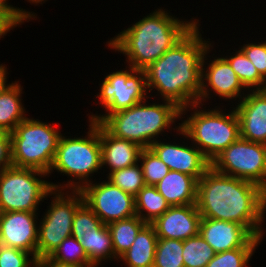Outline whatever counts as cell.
<instances>
[{
  "instance_id": "cell-6",
  "label": "cell",
  "mask_w": 266,
  "mask_h": 267,
  "mask_svg": "<svg viewBox=\"0 0 266 267\" xmlns=\"http://www.w3.org/2000/svg\"><path fill=\"white\" fill-rule=\"evenodd\" d=\"M88 132L85 137L67 138L63 133L57 145V152L48 175L57 171L68 176L67 183L50 182L55 190H80L92 181L94 173L102 171L100 123L89 120ZM82 137V138H81ZM90 177V178H89ZM91 179V180H90ZM78 180V181H77ZM77 181V182H76Z\"/></svg>"
},
{
  "instance_id": "cell-5",
  "label": "cell",
  "mask_w": 266,
  "mask_h": 267,
  "mask_svg": "<svg viewBox=\"0 0 266 267\" xmlns=\"http://www.w3.org/2000/svg\"><path fill=\"white\" fill-rule=\"evenodd\" d=\"M202 106V104L195 103L182 108L180 110L182 122L177 124L191 143L212 163L226 148L240 138V123L234 104L231 105L232 110L228 113L223 112L220 106L208 110L205 107L203 109ZM190 110V115H187Z\"/></svg>"
},
{
  "instance_id": "cell-28",
  "label": "cell",
  "mask_w": 266,
  "mask_h": 267,
  "mask_svg": "<svg viewBox=\"0 0 266 267\" xmlns=\"http://www.w3.org/2000/svg\"><path fill=\"white\" fill-rule=\"evenodd\" d=\"M216 252L200 234L183 241L184 267H206Z\"/></svg>"
},
{
  "instance_id": "cell-33",
  "label": "cell",
  "mask_w": 266,
  "mask_h": 267,
  "mask_svg": "<svg viewBox=\"0 0 266 267\" xmlns=\"http://www.w3.org/2000/svg\"><path fill=\"white\" fill-rule=\"evenodd\" d=\"M104 225L99 217L83 202L74 214L71 234L95 233Z\"/></svg>"
},
{
  "instance_id": "cell-2",
  "label": "cell",
  "mask_w": 266,
  "mask_h": 267,
  "mask_svg": "<svg viewBox=\"0 0 266 267\" xmlns=\"http://www.w3.org/2000/svg\"><path fill=\"white\" fill-rule=\"evenodd\" d=\"M196 206L203 218L239 223L255 237L266 235V191L253 182L210 167L198 180Z\"/></svg>"
},
{
  "instance_id": "cell-13",
  "label": "cell",
  "mask_w": 266,
  "mask_h": 267,
  "mask_svg": "<svg viewBox=\"0 0 266 267\" xmlns=\"http://www.w3.org/2000/svg\"><path fill=\"white\" fill-rule=\"evenodd\" d=\"M213 46L214 44L208 48L202 62V88L199 95V104L206 105V101L208 99L211 100L210 98L213 97V94H216L215 96L220 97V99L223 98L226 101L231 100L232 103L239 98L237 100L239 102L248 91L243 86L227 60L223 57V54L221 57L212 56L214 60L209 59L211 57L209 54L212 51Z\"/></svg>"
},
{
  "instance_id": "cell-12",
  "label": "cell",
  "mask_w": 266,
  "mask_h": 267,
  "mask_svg": "<svg viewBox=\"0 0 266 267\" xmlns=\"http://www.w3.org/2000/svg\"><path fill=\"white\" fill-rule=\"evenodd\" d=\"M84 202L104 224L136 215L135 197L109 180L87 183L79 190Z\"/></svg>"
},
{
  "instance_id": "cell-20",
  "label": "cell",
  "mask_w": 266,
  "mask_h": 267,
  "mask_svg": "<svg viewBox=\"0 0 266 267\" xmlns=\"http://www.w3.org/2000/svg\"><path fill=\"white\" fill-rule=\"evenodd\" d=\"M154 186L170 206L196 204L198 180L193 176L170 170Z\"/></svg>"
},
{
  "instance_id": "cell-42",
  "label": "cell",
  "mask_w": 266,
  "mask_h": 267,
  "mask_svg": "<svg viewBox=\"0 0 266 267\" xmlns=\"http://www.w3.org/2000/svg\"><path fill=\"white\" fill-rule=\"evenodd\" d=\"M0 15H8V14L5 13V12L0 8Z\"/></svg>"
},
{
  "instance_id": "cell-27",
  "label": "cell",
  "mask_w": 266,
  "mask_h": 267,
  "mask_svg": "<svg viewBox=\"0 0 266 267\" xmlns=\"http://www.w3.org/2000/svg\"><path fill=\"white\" fill-rule=\"evenodd\" d=\"M48 257L60 264L74 265L77 267H94L90 263L82 245L73 236L65 238Z\"/></svg>"
},
{
  "instance_id": "cell-21",
  "label": "cell",
  "mask_w": 266,
  "mask_h": 267,
  "mask_svg": "<svg viewBox=\"0 0 266 267\" xmlns=\"http://www.w3.org/2000/svg\"><path fill=\"white\" fill-rule=\"evenodd\" d=\"M158 236L152 224H146L136 236L130 248L118 259L126 267H153Z\"/></svg>"
},
{
  "instance_id": "cell-29",
  "label": "cell",
  "mask_w": 266,
  "mask_h": 267,
  "mask_svg": "<svg viewBox=\"0 0 266 267\" xmlns=\"http://www.w3.org/2000/svg\"><path fill=\"white\" fill-rule=\"evenodd\" d=\"M106 179L114 186L121 188L123 191L134 197L145 186L142 168L139 162L111 172L106 176Z\"/></svg>"
},
{
  "instance_id": "cell-35",
  "label": "cell",
  "mask_w": 266,
  "mask_h": 267,
  "mask_svg": "<svg viewBox=\"0 0 266 267\" xmlns=\"http://www.w3.org/2000/svg\"><path fill=\"white\" fill-rule=\"evenodd\" d=\"M239 49L253 63L259 75L266 81V40L263 42L246 43Z\"/></svg>"
},
{
  "instance_id": "cell-1",
  "label": "cell",
  "mask_w": 266,
  "mask_h": 267,
  "mask_svg": "<svg viewBox=\"0 0 266 267\" xmlns=\"http://www.w3.org/2000/svg\"><path fill=\"white\" fill-rule=\"evenodd\" d=\"M200 25L144 69L148 94L155 89V97L158 95L162 101H170L180 109L199 103L202 62L213 43L202 37Z\"/></svg>"
},
{
  "instance_id": "cell-43",
  "label": "cell",
  "mask_w": 266,
  "mask_h": 267,
  "mask_svg": "<svg viewBox=\"0 0 266 267\" xmlns=\"http://www.w3.org/2000/svg\"><path fill=\"white\" fill-rule=\"evenodd\" d=\"M2 245H3V243H2V237H1V234H0V248H1Z\"/></svg>"
},
{
  "instance_id": "cell-32",
  "label": "cell",
  "mask_w": 266,
  "mask_h": 267,
  "mask_svg": "<svg viewBox=\"0 0 266 267\" xmlns=\"http://www.w3.org/2000/svg\"><path fill=\"white\" fill-rule=\"evenodd\" d=\"M256 248H235L216 253L206 267H249Z\"/></svg>"
},
{
  "instance_id": "cell-14",
  "label": "cell",
  "mask_w": 266,
  "mask_h": 267,
  "mask_svg": "<svg viewBox=\"0 0 266 267\" xmlns=\"http://www.w3.org/2000/svg\"><path fill=\"white\" fill-rule=\"evenodd\" d=\"M176 134L181 135L188 143L183 141L181 144L175 141L160 139L150 145V149L162 160L171 171H178L199 180L204 173L211 167V162L204 154L190 141L181 130H177Z\"/></svg>"
},
{
  "instance_id": "cell-10",
  "label": "cell",
  "mask_w": 266,
  "mask_h": 267,
  "mask_svg": "<svg viewBox=\"0 0 266 267\" xmlns=\"http://www.w3.org/2000/svg\"><path fill=\"white\" fill-rule=\"evenodd\" d=\"M129 68V69H128ZM100 88L95 97L99 99L96 104H100L105 109V113L87 114L89 120L100 123L108 114L128 109L133 105L151 99L146 87L145 70L134 69L125 66L123 70L110 72L99 84Z\"/></svg>"
},
{
  "instance_id": "cell-18",
  "label": "cell",
  "mask_w": 266,
  "mask_h": 267,
  "mask_svg": "<svg viewBox=\"0 0 266 267\" xmlns=\"http://www.w3.org/2000/svg\"><path fill=\"white\" fill-rule=\"evenodd\" d=\"M201 214L196 204L170 206L151 224L158 238L186 240L199 234Z\"/></svg>"
},
{
  "instance_id": "cell-17",
  "label": "cell",
  "mask_w": 266,
  "mask_h": 267,
  "mask_svg": "<svg viewBox=\"0 0 266 267\" xmlns=\"http://www.w3.org/2000/svg\"><path fill=\"white\" fill-rule=\"evenodd\" d=\"M234 104L240 123V137L266 145V90L248 91Z\"/></svg>"
},
{
  "instance_id": "cell-41",
  "label": "cell",
  "mask_w": 266,
  "mask_h": 267,
  "mask_svg": "<svg viewBox=\"0 0 266 267\" xmlns=\"http://www.w3.org/2000/svg\"><path fill=\"white\" fill-rule=\"evenodd\" d=\"M27 2H29L30 4H34L35 6L39 4H43L44 2L48 1V0H26Z\"/></svg>"
},
{
  "instance_id": "cell-11",
  "label": "cell",
  "mask_w": 266,
  "mask_h": 267,
  "mask_svg": "<svg viewBox=\"0 0 266 267\" xmlns=\"http://www.w3.org/2000/svg\"><path fill=\"white\" fill-rule=\"evenodd\" d=\"M218 173L253 182L266 191V145L241 137L212 163Z\"/></svg>"
},
{
  "instance_id": "cell-37",
  "label": "cell",
  "mask_w": 266,
  "mask_h": 267,
  "mask_svg": "<svg viewBox=\"0 0 266 267\" xmlns=\"http://www.w3.org/2000/svg\"><path fill=\"white\" fill-rule=\"evenodd\" d=\"M13 166L10 133L0 130V171Z\"/></svg>"
},
{
  "instance_id": "cell-30",
  "label": "cell",
  "mask_w": 266,
  "mask_h": 267,
  "mask_svg": "<svg viewBox=\"0 0 266 267\" xmlns=\"http://www.w3.org/2000/svg\"><path fill=\"white\" fill-rule=\"evenodd\" d=\"M183 241L158 238L153 267H184Z\"/></svg>"
},
{
  "instance_id": "cell-26",
  "label": "cell",
  "mask_w": 266,
  "mask_h": 267,
  "mask_svg": "<svg viewBox=\"0 0 266 267\" xmlns=\"http://www.w3.org/2000/svg\"><path fill=\"white\" fill-rule=\"evenodd\" d=\"M233 53L230 54L231 56L224 55L223 57L232 67L243 86L248 91L266 90V81L259 75L257 69L245 54L239 49Z\"/></svg>"
},
{
  "instance_id": "cell-15",
  "label": "cell",
  "mask_w": 266,
  "mask_h": 267,
  "mask_svg": "<svg viewBox=\"0 0 266 267\" xmlns=\"http://www.w3.org/2000/svg\"><path fill=\"white\" fill-rule=\"evenodd\" d=\"M199 234L216 252L235 248H258L265 237H255L245 226L201 217Z\"/></svg>"
},
{
  "instance_id": "cell-19",
  "label": "cell",
  "mask_w": 266,
  "mask_h": 267,
  "mask_svg": "<svg viewBox=\"0 0 266 267\" xmlns=\"http://www.w3.org/2000/svg\"><path fill=\"white\" fill-rule=\"evenodd\" d=\"M100 145L102 168L109 169L107 176L113 171L137 164L143 149L130 140L111 135L101 124Z\"/></svg>"
},
{
  "instance_id": "cell-8",
  "label": "cell",
  "mask_w": 266,
  "mask_h": 267,
  "mask_svg": "<svg viewBox=\"0 0 266 267\" xmlns=\"http://www.w3.org/2000/svg\"><path fill=\"white\" fill-rule=\"evenodd\" d=\"M47 176L36 169L15 166L0 171V212H37L41 201L52 197Z\"/></svg>"
},
{
  "instance_id": "cell-7",
  "label": "cell",
  "mask_w": 266,
  "mask_h": 267,
  "mask_svg": "<svg viewBox=\"0 0 266 267\" xmlns=\"http://www.w3.org/2000/svg\"><path fill=\"white\" fill-rule=\"evenodd\" d=\"M59 124L27 117L10 133L12 164L49 174L62 135Z\"/></svg>"
},
{
  "instance_id": "cell-34",
  "label": "cell",
  "mask_w": 266,
  "mask_h": 267,
  "mask_svg": "<svg viewBox=\"0 0 266 267\" xmlns=\"http://www.w3.org/2000/svg\"><path fill=\"white\" fill-rule=\"evenodd\" d=\"M0 267H37V259L31 253L2 245Z\"/></svg>"
},
{
  "instance_id": "cell-3",
  "label": "cell",
  "mask_w": 266,
  "mask_h": 267,
  "mask_svg": "<svg viewBox=\"0 0 266 267\" xmlns=\"http://www.w3.org/2000/svg\"><path fill=\"white\" fill-rule=\"evenodd\" d=\"M200 20H182L160 7L112 37L107 46L126 57L127 66L144 70L180 42Z\"/></svg>"
},
{
  "instance_id": "cell-40",
  "label": "cell",
  "mask_w": 266,
  "mask_h": 267,
  "mask_svg": "<svg viewBox=\"0 0 266 267\" xmlns=\"http://www.w3.org/2000/svg\"><path fill=\"white\" fill-rule=\"evenodd\" d=\"M8 72H7V66L3 63L0 64V95L1 93L5 90V88H7L11 83H7V76H8Z\"/></svg>"
},
{
  "instance_id": "cell-38",
  "label": "cell",
  "mask_w": 266,
  "mask_h": 267,
  "mask_svg": "<svg viewBox=\"0 0 266 267\" xmlns=\"http://www.w3.org/2000/svg\"><path fill=\"white\" fill-rule=\"evenodd\" d=\"M18 26L19 25L9 15H0V39L6 36L10 30Z\"/></svg>"
},
{
  "instance_id": "cell-25",
  "label": "cell",
  "mask_w": 266,
  "mask_h": 267,
  "mask_svg": "<svg viewBox=\"0 0 266 267\" xmlns=\"http://www.w3.org/2000/svg\"><path fill=\"white\" fill-rule=\"evenodd\" d=\"M138 215L107 224L115 255L119 258L133 244L139 231L146 225Z\"/></svg>"
},
{
  "instance_id": "cell-36",
  "label": "cell",
  "mask_w": 266,
  "mask_h": 267,
  "mask_svg": "<svg viewBox=\"0 0 266 267\" xmlns=\"http://www.w3.org/2000/svg\"><path fill=\"white\" fill-rule=\"evenodd\" d=\"M0 8L7 13L19 25V27H21L24 22L37 19L35 12H30L21 7H14L13 5H10L8 0H0Z\"/></svg>"
},
{
  "instance_id": "cell-9",
  "label": "cell",
  "mask_w": 266,
  "mask_h": 267,
  "mask_svg": "<svg viewBox=\"0 0 266 267\" xmlns=\"http://www.w3.org/2000/svg\"><path fill=\"white\" fill-rule=\"evenodd\" d=\"M52 195L48 210L38 224L36 259L48 257L65 238L71 236L74 214L84 202L79 190L53 189Z\"/></svg>"
},
{
  "instance_id": "cell-24",
  "label": "cell",
  "mask_w": 266,
  "mask_h": 267,
  "mask_svg": "<svg viewBox=\"0 0 266 267\" xmlns=\"http://www.w3.org/2000/svg\"><path fill=\"white\" fill-rule=\"evenodd\" d=\"M169 207L166 199L152 185H145L135 196L136 215L148 224L154 222Z\"/></svg>"
},
{
  "instance_id": "cell-22",
  "label": "cell",
  "mask_w": 266,
  "mask_h": 267,
  "mask_svg": "<svg viewBox=\"0 0 266 267\" xmlns=\"http://www.w3.org/2000/svg\"><path fill=\"white\" fill-rule=\"evenodd\" d=\"M18 82H12L0 95V130L8 133L13 132L28 115L21 98L24 88Z\"/></svg>"
},
{
  "instance_id": "cell-31",
  "label": "cell",
  "mask_w": 266,
  "mask_h": 267,
  "mask_svg": "<svg viewBox=\"0 0 266 267\" xmlns=\"http://www.w3.org/2000/svg\"><path fill=\"white\" fill-rule=\"evenodd\" d=\"M145 185L154 186L170 171L168 166L150 149L144 148L139 156Z\"/></svg>"
},
{
  "instance_id": "cell-23",
  "label": "cell",
  "mask_w": 266,
  "mask_h": 267,
  "mask_svg": "<svg viewBox=\"0 0 266 267\" xmlns=\"http://www.w3.org/2000/svg\"><path fill=\"white\" fill-rule=\"evenodd\" d=\"M82 245L90 263L94 267L101 266L102 262L118 261V257L114 253L113 242L110 230L105 224L95 233L89 234H71ZM106 260V261H105Z\"/></svg>"
},
{
  "instance_id": "cell-16",
  "label": "cell",
  "mask_w": 266,
  "mask_h": 267,
  "mask_svg": "<svg viewBox=\"0 0 266 267\" xmlns=\"http://www.w3.org/2000/svg\"><path fill=\"white\" fill-rule=\"evenodd\" d=\"M38 215L37 212H0L3 245L26 251L36 258Z\"/></svg>"
},
{
  "instance_id": "cell-4",
  "label": "cell",
  "mask_w": 266,
  "mask_h": 267,
  "mask_svg": "<svg viewBox=\"0 0 266 267\" xmlns=\"http://www.w3.org/2000/svg\"><path fill=\"white\" fill-rule=\"evenodd\" d=\"M180 110L170 101L149 103L146 99L128 109L108 114L100 124L111 135L130 140L144 149L163 134L166 136L164 132L180 129L175 123L177 119L180 121Z\"/></svg>"
},
{
  "instance_id": "cell-39",
  "label": "cell",
  "mask_w": 266,
  "mask_h": 267,
  "mask_svg": "<svg viewBox=\"0 0 266 267\" xmlns=\"http://www.w3.org/2000/svg\"><path fill=\"white\" fill-rule=\"evenodd\" d=\"M37 267H77L74 265L60 264L51 260L49 257L37 259Z\"/></svg>"
}]
</instances>
